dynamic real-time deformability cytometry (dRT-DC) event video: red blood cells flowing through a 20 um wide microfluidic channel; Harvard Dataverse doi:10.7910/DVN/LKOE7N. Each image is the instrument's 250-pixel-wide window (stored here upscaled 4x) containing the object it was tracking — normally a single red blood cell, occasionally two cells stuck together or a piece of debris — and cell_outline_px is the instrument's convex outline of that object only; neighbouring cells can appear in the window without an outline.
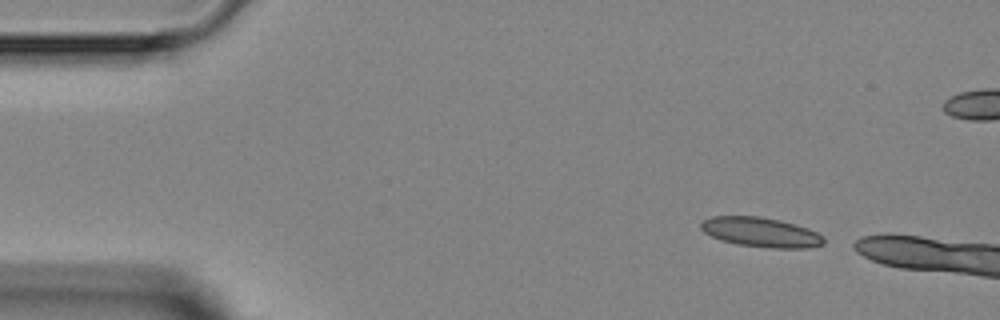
{"species": "Egyptian fruit bat (a non-hibernating species)", "species_latin": "Rousettus aegyptiacus", "temperature_condition": "room temperature", "stored_images_in_passage": 4, "camera_frame_rate_fps": 3000, "um_per_image_px": 0.085, "animal": {"sex": "female"}, "frame": {"image": 1, "passage_image": 1, "time_ms": 0.0, "image_size_px": [1000, 320], "cell_outline_px": [[824, 244], [808, 248], [772, 248], [736, 244], [720, 240], [704, 232], [700, 228], [700, 224], [704, 220], [712, 216], [760, 216], [780, 220], [796, 224], [808, 228], [824, 236]], "centroid_in_image_um": [64.69, 19.74], "position_along_channel_um": 20.3, "area_um2": 21.33}}